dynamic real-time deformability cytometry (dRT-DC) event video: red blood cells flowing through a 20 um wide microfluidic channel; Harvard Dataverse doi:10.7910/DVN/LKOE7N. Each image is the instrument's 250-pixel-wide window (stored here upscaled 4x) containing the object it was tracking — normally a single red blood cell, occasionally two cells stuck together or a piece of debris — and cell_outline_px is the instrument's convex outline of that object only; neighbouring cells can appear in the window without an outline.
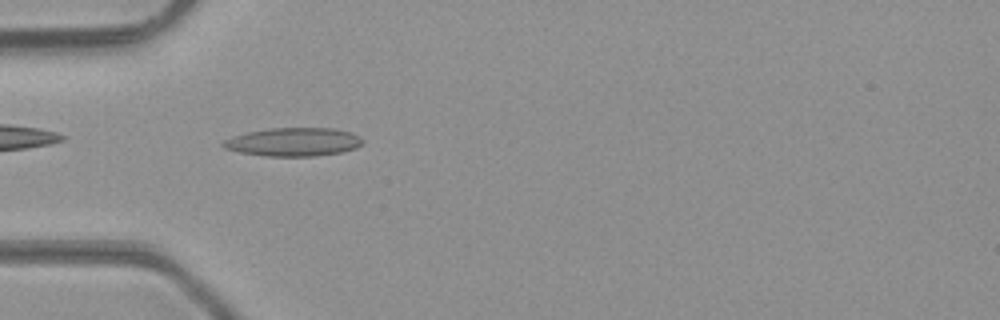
{"species": "common noctule bat (a hibernating species)", "species_latin": "Nyctalus noctula", "temperature_condition": "room temperature", "stored_images_in_passage": 47, "camera_frame_rate_fps": 3000, "um_per_image_px": 0.085, "animal": {"sex": "male", "body_mass_g": 23.1, "forearm_length_mm": 52.7}, "frame": {"image": 1, "passage_image": 14, "time_ms": 4.333, "image_size_px": [1000, 320], "cell_outline_px": [[364, 140], [356, 148], [340, 152], [316, 156], [268, 156], [240, 152], [224, 148], [220, 144], [224, 140], [232, 136], [248, 132], [268, 128], [332, 128], [352, 132], [360, 136]], "centroid_in_image_um": [24.94, 12.06], "position_along_channel_um": 60.1, "area_um2": 23.12}}
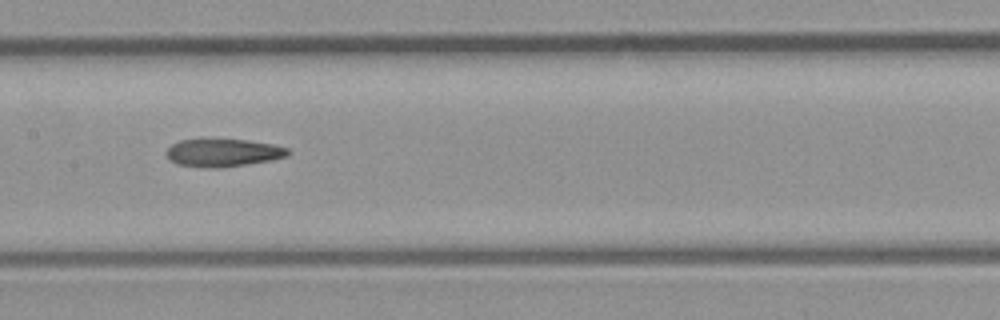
{"frame": {"image": 2, "passage_image": 23, "time_ms": 7.333, "image_size_px": [1000, 320], "cell_outline_px": [[292, 152], [288, 156], [272, 160], [248, 164], [220, 168], [208, 168], [176, 164], [168, 156], [168, 148], [172, 144], [180, 140], [244, 140], [272, 144], [288, 148]], "centroid_in_image_um": [19.02, 13.0], "position_along_channel_um": 188.4, "area_um2": 19.48}}
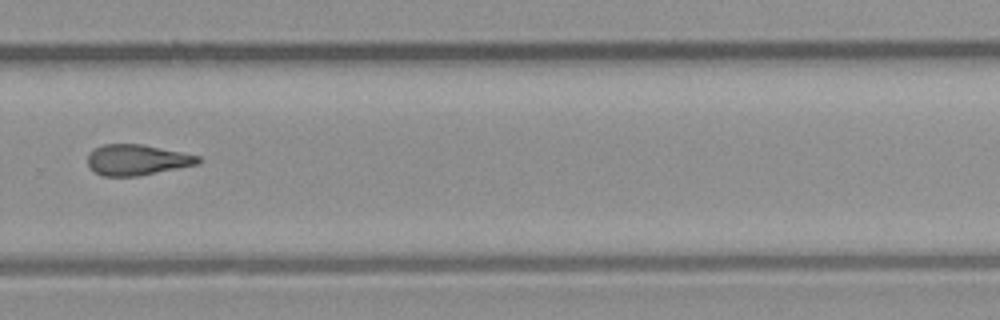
{"frame": {"image": 3, "passage_image": 32, "time_ms": 10.333, "image_size_px": [1000, 320], "cell_outline_px": [[204, 160], [200, 164], [140, 176], [104, 176], [88, 168], [88, 152], [104, 144], [140, 144], [200, 156]], "centroid_in_image_um": [11.67, 13.6], "position_along_channel_um": 318.1, "area_um2": 19.88}, "authors_computed_cell_mechanics": {"area_um2": 20.3456, "velocity_mm_per_s": 4.3419, "shape_relaxation_time_tau1_ms": null, "shape_relaxation_time_tau2_ms": 2.9075, "deformation_change_tau1": null, "deformation_change_tau2": 0.1362}}